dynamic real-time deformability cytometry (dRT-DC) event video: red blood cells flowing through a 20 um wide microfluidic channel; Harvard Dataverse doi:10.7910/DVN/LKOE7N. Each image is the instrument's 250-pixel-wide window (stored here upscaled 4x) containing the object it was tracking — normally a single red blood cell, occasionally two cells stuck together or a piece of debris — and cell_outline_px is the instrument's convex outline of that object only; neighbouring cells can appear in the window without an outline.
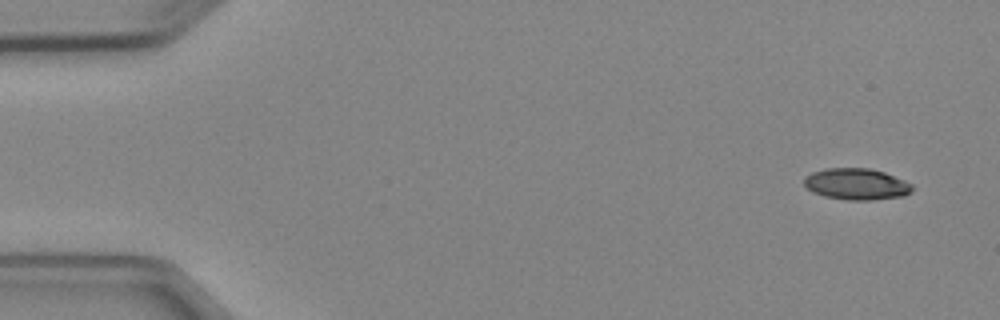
{"species": "Egyptian fruit bat (a non-hibernating species)", "species_latin": "Rousettus aegyptiacus", "temperature_condition": "cold", "stored_images_in_passage": 6, "camera_frame_rate_fps": 3000, "um_per_image_px": 0.085, "animal": {"sex": "female"}, "frame": {"image": 1, "passage_image": 1, "time_ms": 0.0, "image_size_px": [1000, 320], "cell_outline_px": [[912, 192], [904, 196], [872, 200], [848, 200], [824, 196], [812, 192], [804, 184], [804, 176], [812, 172], [828, 168], [868, 168], [884, 172], [904, 180], [912, 184]], "centroid_in_image_um": [72.8, 15.65], "position_along_channel_um": 12.2, "area_um2": 19.83}}
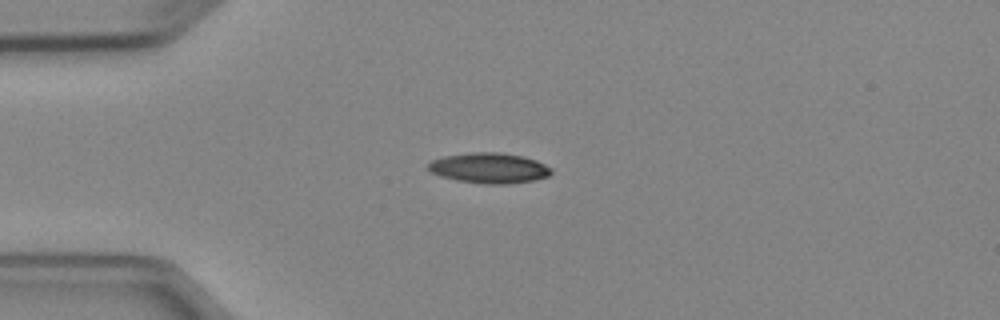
{"frame": {"image": 2, "passage_image": 4, "time_ms": 3.333, "image_size_px": [1000, 320], "cell_outline_px": [[552, 172], [548, 176], [536, 180], [508, 184], [484, 184], [456, 180], [440, 176], [432, 172], [428, 168], [428, 164], [432, 160], [444, 156], [472, 152], [500, 152], [524, 156], [536, 160], [552, 168]], "centroid_in_image_um": [41.61, 14.28], "position_along_channel_um": 43.4, "area_um2": 21.91}}
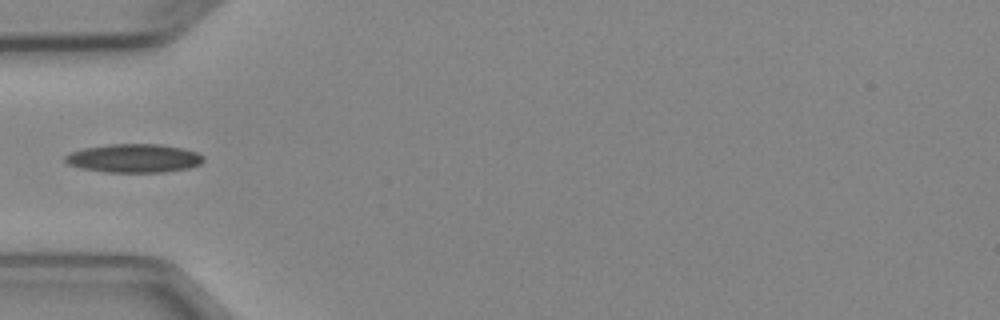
{"frame": {"image": 3, "passage_image": 5, "time_ms": 4.667, "image_size_px": [1000, 320], "cell_outline_px": [[204, 160], [200, 164], [188, 168], [160, 172], [104, 172], [80, 168], [68, 164], [64, 160], [64, 156], [72, 152], [84, 148], [108, 144], [160, 144], [180, 148], [196, 152], [204, 156]], "centroid_in_image_um": [11.36, 13.45], "position_along_channel_um": 73.6, "area_um2": 22.95}}